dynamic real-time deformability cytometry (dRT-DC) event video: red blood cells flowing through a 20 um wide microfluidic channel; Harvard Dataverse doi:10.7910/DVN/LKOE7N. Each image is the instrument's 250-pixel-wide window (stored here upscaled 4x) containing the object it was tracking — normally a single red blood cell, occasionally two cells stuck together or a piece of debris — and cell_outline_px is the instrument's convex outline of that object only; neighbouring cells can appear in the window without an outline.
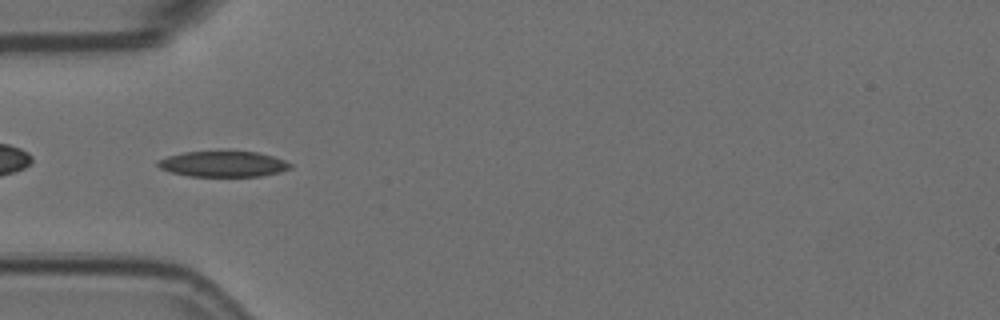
{"species": "Egyptian fruit bat (a non-hibernating species)", "species_latin": "Rousettus aegyptiacus", "temperature_condition": "room temperature", "stored_images_in_passage": 57, "camera_frame_rate_fps": 3000, "um_per_image_px": 0.085, "animal": {"sex": "female"}, "frame": {"image": 1, "passage_image": 18, "time_ms": 5.667, "image_size_px": [1000, 320], "cell_outline_px": [[292, 168], [280, 172], [260, 176], [188, 176], [172, 172], [160, 168], [156, 164], [160, 160], [168, 156], [184, 152], [256, 152], [272, 156], [284, 160], [292, 164]], "centroid_in_image_um": [19.0, 13.95], "position_along_channel_um": 66.0, "area_um2": 19.54}}
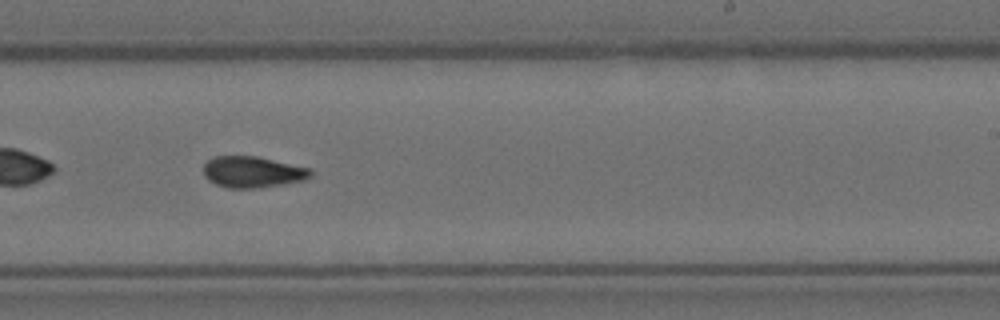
{"frame": {"image": 2, "passage_image": 35, "time_ms": 11.333, "image_size_px": [1000, 320], "cell_outline_px": [[312, 176], [304, 180], [284, 184], [256, 188], [228, 188], [216, 184], [208, 180], [204, 176], [204, 164], [208, 160], [216, 156], [256, 156], [312, 168]], "centroid_in_image_um": [21.49, 14.62], "position_along_channel_um": 267.5, "area_um2": 19.59}}
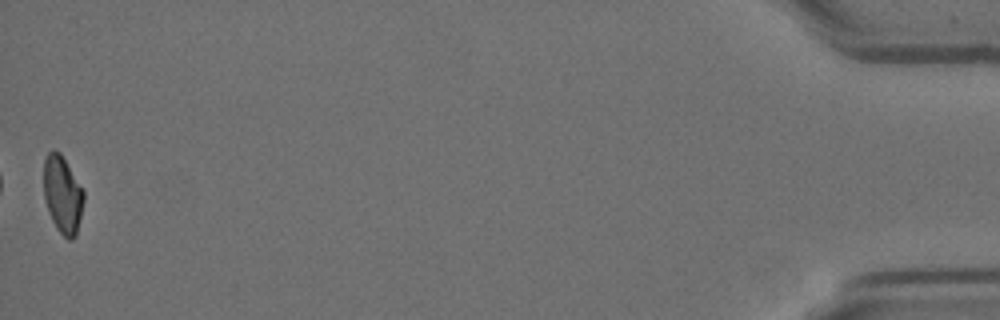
{"frame": {"image": 3, "passage_image": 57, "time_ms": 18.667, "image_size_px": [1000, 320], "cell_outline_px": [[84, 200], [76, 236], [72, 240], [68, 240], [56, 228], [48, 212], [44, 200], [44, 160], [48, 152], [52, 148], [60, 152], [84, 192]], "centroid_in_image_um": [5.3, 16.55], "position_along_channel_um": 429.9, "area_um2": 18.03}, "authors_computed_cell_mechanics": {"area_um2": 19.5942, "velocity_mm_per_s": 3.5595, "shape_relaxation_time_tau1_ms": 9.1815, "shape_relaxation_time_tau2_ms": 2.518, "deformation_change_tau1": 0.2241, "deformation_change_tau2": 0.0822}}